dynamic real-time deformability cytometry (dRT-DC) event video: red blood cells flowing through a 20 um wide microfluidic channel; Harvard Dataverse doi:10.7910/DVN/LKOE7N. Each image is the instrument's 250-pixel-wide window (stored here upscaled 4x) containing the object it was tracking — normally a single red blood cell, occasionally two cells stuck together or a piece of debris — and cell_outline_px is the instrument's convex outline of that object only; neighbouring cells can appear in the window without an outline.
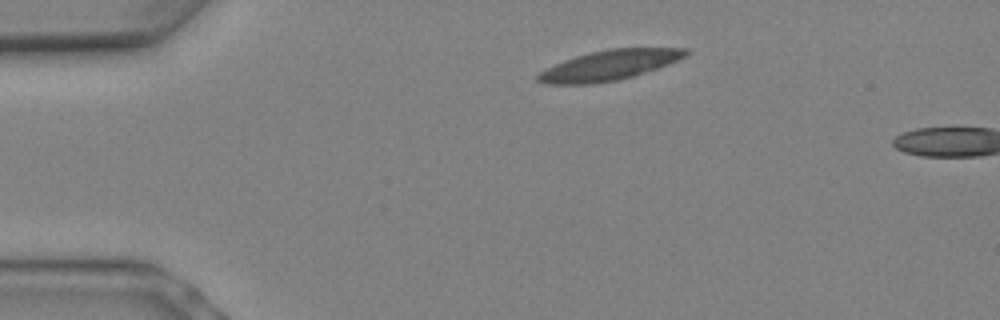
{"species": "Egyptian fruit bat (a non-hibernating species)", "species_latin": "Rousettus aegyptiacus", "temperature_condition": "warm", "stored_images_in_passage": 2, "camera_frame_rate_fps": 3000, "um_per_image_px": 0.085, "animal": {"sex": "female"}, "frame": {"image": 1, "passage_image": 1, "time_ms": 0.0, "image_size_px": [1000, 320], "cell_outline_px": [[692, 52], [668, 64], [620, 80], [592, 84], [548, 84], [536, 80], [536, 76], [540, 72], [564, 60], [576, 56], [608, 48], [692, 48]], "centroid_in_image_um": [51.81, 5.54], "position_along_channel_um": 33.2, "area_um2": 25.66}}